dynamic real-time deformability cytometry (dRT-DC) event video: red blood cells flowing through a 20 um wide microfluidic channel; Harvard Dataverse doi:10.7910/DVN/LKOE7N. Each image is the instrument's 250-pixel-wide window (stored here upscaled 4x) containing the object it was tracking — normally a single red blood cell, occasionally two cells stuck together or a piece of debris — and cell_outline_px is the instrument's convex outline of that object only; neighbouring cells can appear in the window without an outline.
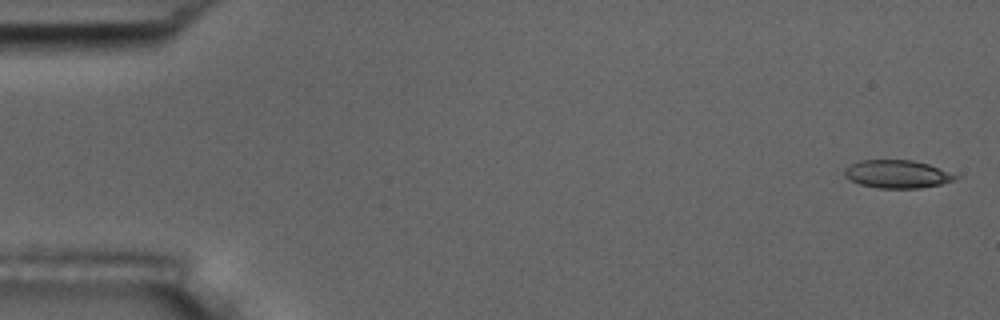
{"species": "common noctule bat (a hibernating species)", "species_latin": "Nyctalus noctula", "temperature_condition": "room temperature", "stored_images_in_passage": 5, "camera_frame_rate_fps": 3000, "um_per_image_px": 0.085, "animal": {"sex": "male", "body_mass_g": 17.5, "forearm_length_mm": 52.3}, "frame": {"image": 1, "passage_image": 1, "time_ms": 0.0, "image_size_px": [1000, 320], "cell_outline_px": [[964, 176], [940, 184], [920, 188], [876, 188], [860, 184], [844, 176], [844, 168], [860, 160], [912, 160], [928, 164]], "centroid_in_image_um": [76.29, 14.8], "position_along_channel_um": 8.7, "area_um2": 18.15}}